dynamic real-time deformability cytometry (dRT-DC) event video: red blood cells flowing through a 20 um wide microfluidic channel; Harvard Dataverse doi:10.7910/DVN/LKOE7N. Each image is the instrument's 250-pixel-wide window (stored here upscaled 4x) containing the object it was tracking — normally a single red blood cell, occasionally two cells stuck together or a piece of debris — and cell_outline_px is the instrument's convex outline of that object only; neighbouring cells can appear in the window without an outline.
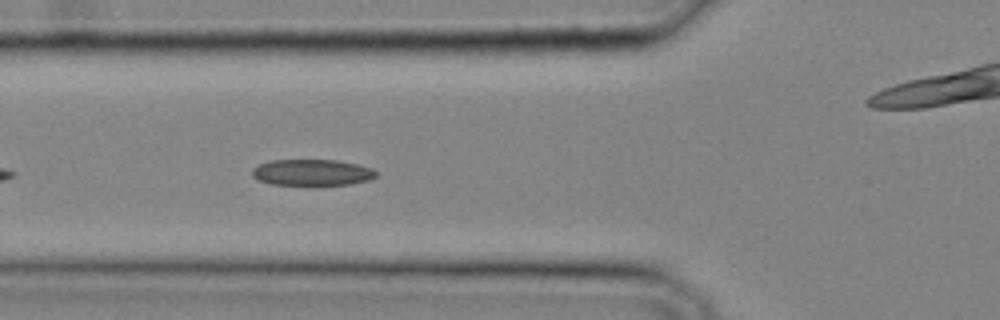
{"species": "common noctule bat (a hibernating species)", "species_latin": "Nyctalus noctula", "temperature_condition": "cold", "stored_images_in_passage": 21, "camera_frame_rate_fps": 3000, "um_per_image_px": 0.085, "animal": {"sex": "male", "body_mass_g": 20.4}, "frame": {"image": 1, "passage_image": 3, "time_ms": 0.667, "image_size_px": [1000, 320], "cell_outline_px": [[376, 176], [368, 180], [348, 184], [272, 184], [260, 180], [252, 176], [252, 168], [268, 160], [336, 160], [356, 164], [372, 168], [376, 172]], "centroid_in_image_um": [26.5, 14.64], "position_along_channel_um": 99.3, "area_um2": 18.61}}
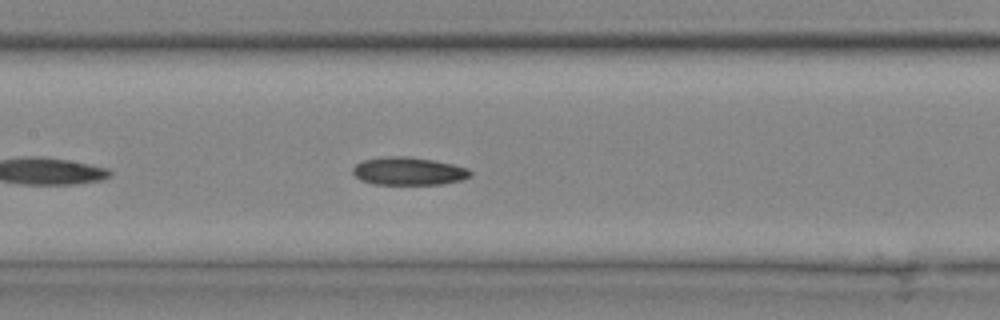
{"frame": {"image": 2, "passage_image": 7, "time_ms": 2.0, "image_size_px": [1000, 320], "cell_outline_px": [[472, 176], [460, 180], [440, 184], [376, 184], [360, 180], [352, 172], [352, 168], [356, 164], [364, 160], [384, 156], [408, 156], [432, 160], [452, 164], [468, 168], [472, 172]], "centroid_in_image_um": [34.72, 14.54], "position_along_channel_um": 172.7, "area_um2": 19.07}}
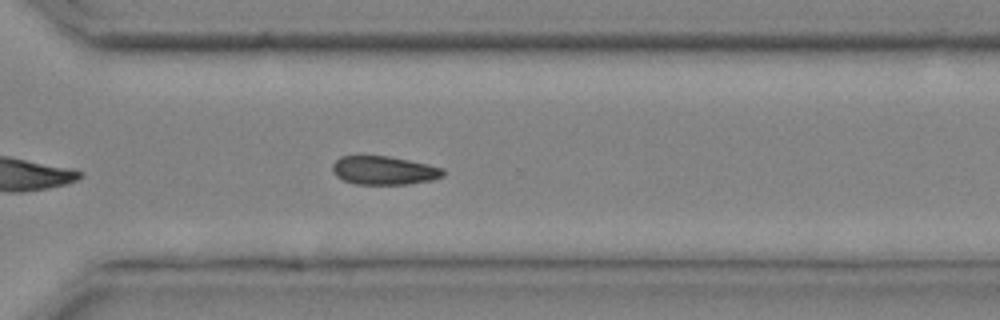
{"frame": {"image": 3, "passage_image": 16, "time_ms": 5.0, "image_size_px": [1000, 320], "cell_outline_px": [[444, 176], [432, 180], [408, 184], [356, 184], [344, 180], [336, 176], [332, 168], [332, 164], [340, 156], [388, 156], [428, 164], [444, 168]], "centroid_in_image_um": [32.65, 14.48], "position_along_channel_um": 337.9, "area_um2": 18.38}}